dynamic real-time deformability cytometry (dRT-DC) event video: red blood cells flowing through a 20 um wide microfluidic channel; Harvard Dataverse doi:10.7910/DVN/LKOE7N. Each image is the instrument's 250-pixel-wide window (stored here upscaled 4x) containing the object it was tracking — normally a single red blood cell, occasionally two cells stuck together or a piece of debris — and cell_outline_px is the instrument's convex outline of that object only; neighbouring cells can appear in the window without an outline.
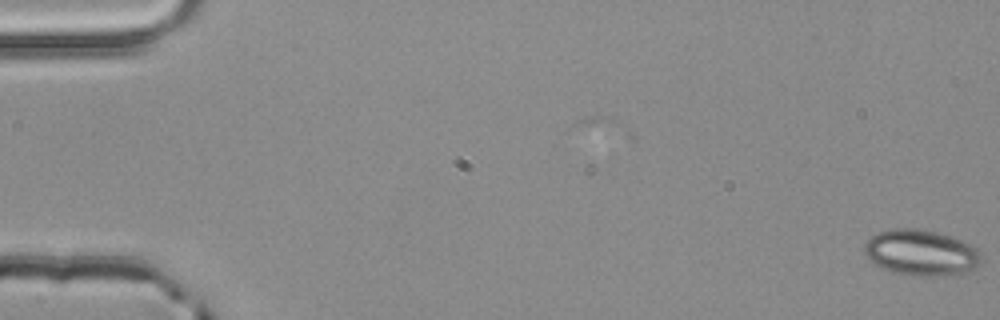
{"species": "common noctule bat (a hibernating species)", "species_latin": "Nyctalus noctula", "temperature_condition": "room temperature", "stored_images_in_passage": 54, "camera_frame_rate_fps": 3000, "um_per_image_px": 0.085, "animal": {"sex": "male", "body_mass_g": 20.4}, "frame": {"image": 1, "passage_image": 1, "time_ms": 0.0, "image_size_px": [1000, 320], "cell_outline_px": [[980, 264], [972, 272], [956, 276], [912, 276], [896, 272], [884, 268], [876, 264], [864, 252], [864, 244], [868, 236], [876, 232], [892, 228], [916, 228], [936, 232], [952, 236], [972, 244], [980, 252]], "centroid_in_image_um": [78.34, 21.48], "position_along_channel_um": 6.7, "area_um2": 31.85}}
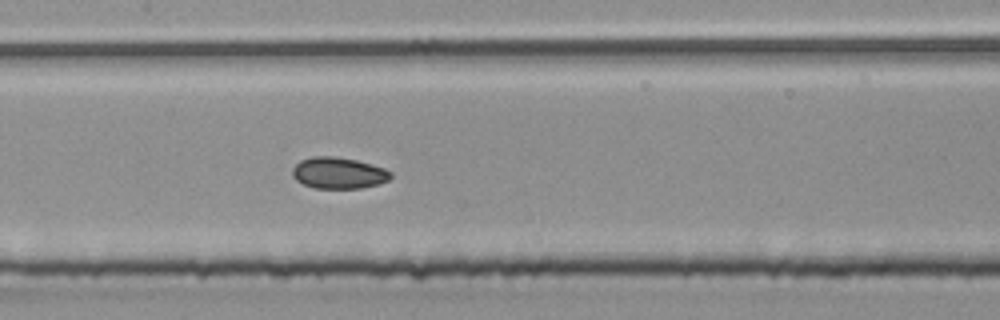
{"frame": {"image": 2, "passage_image": 27, "time_ms": 8.667, "image_size_px": [1000, 320], "cell_outline_px": [[392, 176], [388, 180], [376, 184], [360, 188], [316, 188], [304, 184], [296, 180], [292, 176], [292, 168], [300, 160], [312, 156], [332, 156], [356, 160], [384, 168], [392, 172]], "centroid_in_image_um": [28.75, 14.69], "position_along_channel_um": 178.7, "area_um2": 17.86}}
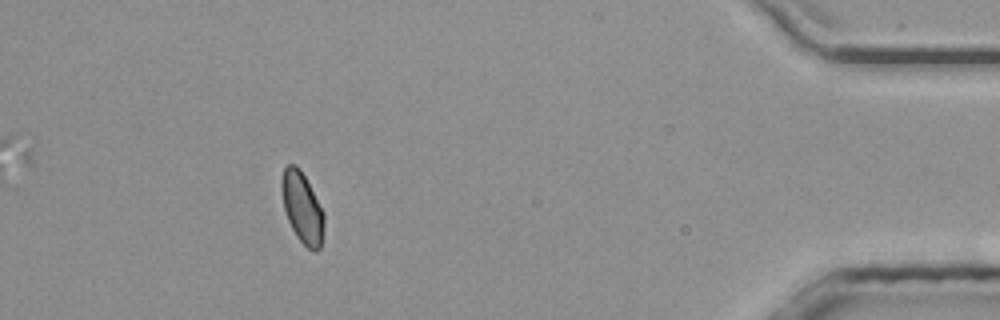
{"frame": {"image": 3, "passage_image": 49, "time_ms": 16.0, "image_size_px": [1000, 320], "cell_outline_px": [[324, 224], [320, 248], [316, 252], [312, 252], [296, 236], [288, 220], [284, 208], [280, 188], [280, 184], [284, 168], [288, 164], [296, 164], [300, 168], [324, 212]], "centroid_in_image_um": [25.68, 17.64], "position_along_channel_um": 409.5, "area_um2": 17.51}, "authors_computed_cell_mechanics": {"area_um2": 18.0914, "velocity_mm_per_s": 3.9593, "shape_relaxation_time_tau1_ms": 3.5828, "shape_relaxation_time_tau2_ms": 2.9284, "deformation_change_tau1": 0.0777, "deformation_change_tau2": 0.0528}}